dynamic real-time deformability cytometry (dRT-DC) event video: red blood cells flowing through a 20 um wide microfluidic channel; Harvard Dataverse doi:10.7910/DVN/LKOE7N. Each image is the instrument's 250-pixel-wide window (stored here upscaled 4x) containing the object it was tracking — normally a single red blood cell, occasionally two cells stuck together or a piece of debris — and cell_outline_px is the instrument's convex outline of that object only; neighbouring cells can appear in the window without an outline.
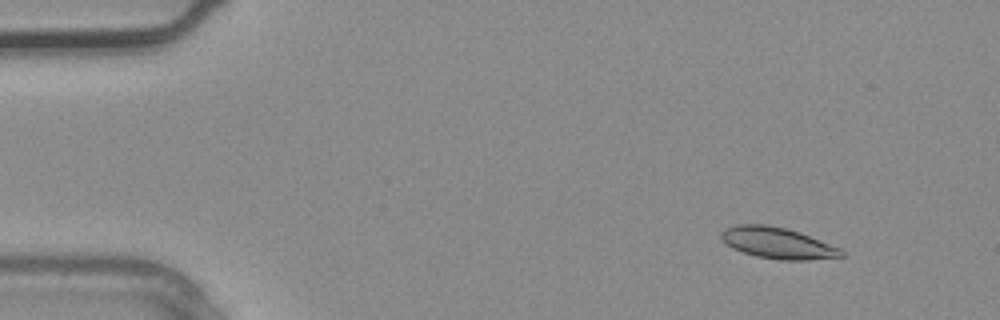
{"species": "common noctule bat (a hibernating species)", "species_latin": "Nyctalus noctula", "temperature_condition": "warm", "stored_images_in_passage": 3, "camera_frame_rate_fps": 3000, "um_per_image_px": 0.085, "animal": {"sex": "male", "body_mass_g": 20.4}, "frame": {"image": 1, "passage_image": 1, "time_ms": 0.0, "image_size_px": [1000, 320], "cell_outline_px": [[844, 256], [808, 260], [780, 260], [756, 256], [732, 248], [720, 236], [720, 232], [724, 228], [736, 224], [764, 224], [784, 228], [800, 232], [840, 248], [844, 252]], "centroid_in_image_um": [66.08, 20.65], "position_along_channel_um": 18.9, "area_um2": 21.73}}